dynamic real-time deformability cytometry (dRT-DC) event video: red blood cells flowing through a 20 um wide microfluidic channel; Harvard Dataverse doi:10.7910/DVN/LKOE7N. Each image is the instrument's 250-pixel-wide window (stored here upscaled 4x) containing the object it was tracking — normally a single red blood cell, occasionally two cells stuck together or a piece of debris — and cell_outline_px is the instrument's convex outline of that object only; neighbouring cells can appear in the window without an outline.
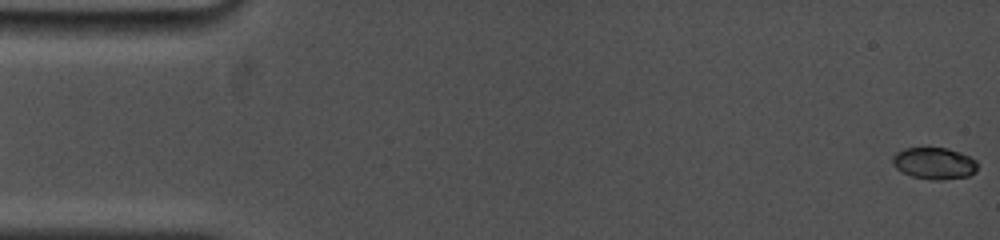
{"species": "common noctule bat (a hibernating species)", "species_latin": "Nyctalus noctula", "temperature_condition": "cold", "stored_images_in_passage": 45, "camera_frame_rate_fps": 5000, "um_per_image_px": 0.085, "animal": {"sex": "female", "body_mass_g": 19.0, "forearm_length_mm": 53.3}, "frame": {"image": 1, "passage_image": 1, "time_ms": 0.0, "image_size_px": [1000, 240], "cell_outline_px": [[976, 172], [968, 176], [940, 180], [932, 180], [912, 176], [900, 172], [892, 164], [892, 156], [896, 152], [904, 148], [948, 148], [960, 152], [976, 160]], "centroid_in_image_um": [79.38, 13.88], "position_along_channel_um": 5.6, "area_um2": 15.78}}
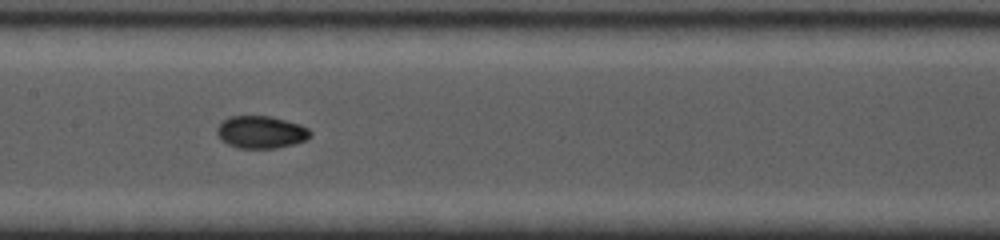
{"frame": {"image": 2, "passage_image": 23, "time_ms": 8.4, "image_size_px": [1000, 240], "cell_outline_px": [[312, 136], [296, 144], [276, 148], [236, 148], [220, 140], [216, 132], [216, 128], [228, 116], [272, 116], [300, 124], [308, 128], [312, 132]], "centroid_in_image_um": [22.19, 11.23], "position_along_channel_um": 185.2, "area_um2": 17.86}}
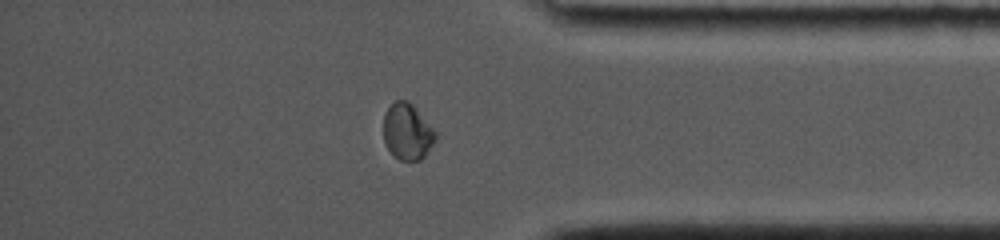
{"frame": {"image": 3, "passage_image": 39, "time_ms": 14.2, "image_size_px": [1000, 240], "cell_outline_px": [[436, 136], [432, 144], [424, 156], [420, 160], [400, 160], [388, 148], [384, 140], [384, 112], [396, 100], [404, 100], [412, 104], [436, 132]], "centroid_in_image_um": [34.61, 11.18], "position_along_channel_um": 400.6, "area_um2": 16.59}, "authors_computed_cell_mechanics": {"area_um2": 16.8776, "velocity_mm_per_s": 3.7902, "shape_relaxation_time_tau1_ms": 8.2409, "shape_relaxation_time_tau2_ms": 1.0219, "deformation_change_tau1": 0.2179, "deformation_change_tau2": 0.0262}}